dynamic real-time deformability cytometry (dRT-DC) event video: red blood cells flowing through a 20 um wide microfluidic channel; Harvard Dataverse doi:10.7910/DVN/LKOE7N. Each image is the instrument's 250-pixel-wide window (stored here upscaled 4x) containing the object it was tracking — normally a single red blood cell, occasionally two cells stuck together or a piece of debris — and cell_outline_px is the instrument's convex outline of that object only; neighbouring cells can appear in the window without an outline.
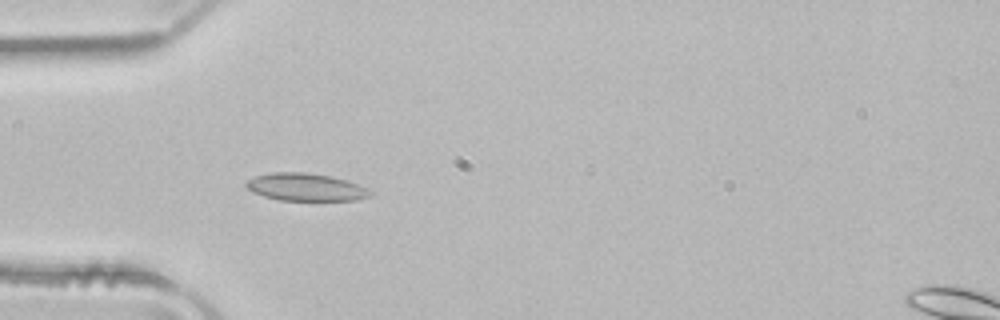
{"species": "common noctule bat (a hibernating species)", "species_latin": "Nyctalus noctula", "temperature_condition": "room temperature", "stored_images_in_passage": 52, "camera_frame_rate_fps": 3000, "um_per_image_px": 0.085, "animal": {"sex": "male", "body_mass_g": 21.5, "forearm_length_mm": 52.0}, "frame": {"image": 1, "passage_image": 16, "time_ms": 5.0, "image_size_px": [1000, 320], "cell_outline_px": [[372, 196], [356, 200], [280, 200], [264, 196], [252, 192], [244, 184], [248, 180], [256, 176], [272, 172], [304, 172], [332, 176], [348, 180], [368, 188], [372, 192]], "centroid_in_image_um": [26.02, 15.9], "position_along_channel_um": 59.0, "area_um2": 20.0}}
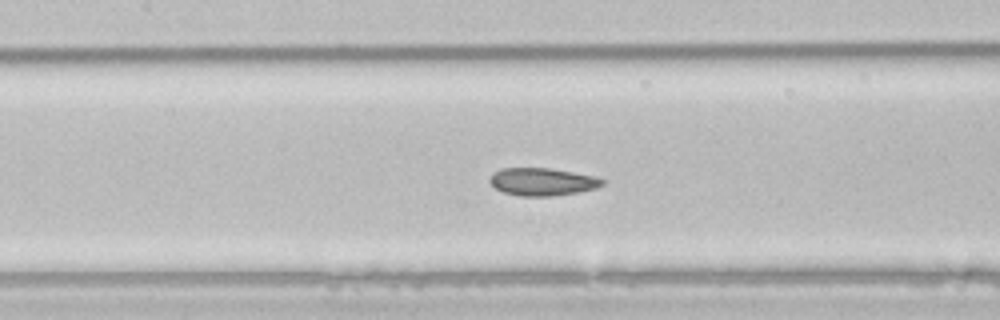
{"frame": {"image": 2, "passage_image": 24, "time_ms": 7.667, "image_size_px": [1000, 320], "cell_outline_px": [[604, 184], [596, 188], [580, 192], [552, 196], [520, 196], [504, 192], [496, 188], [488, 180], [500, 168], [548, 168], [572, 172], [592, 176], [604, 180]], "centroid_in_image_um": [46.1, 15.46], "position_along_channel_um": 161.3, "area_um2": 17.92}}
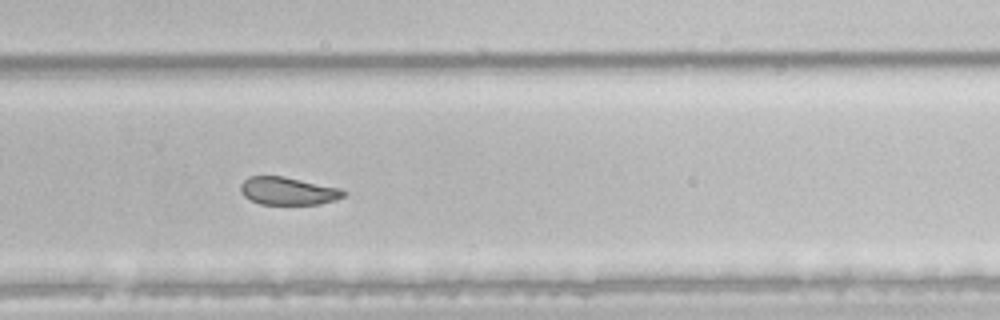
{"frame": {"image": 3, "passage_image": 35, "time_ms": 11.333, "image_size_px": [1000, 320], "cell_outline_px": [[348, 192], [344, 196], [336, 200], [320, 204], [260, 204], [244, 196], [240, 192], [240, 184], [248, 176], [284, 176], [340, 188]], "centroid_in_image_um": [24.49, 16.23], "position_along_channel_um": 305.3, "area_um2": 16.76}, "authors_computed_cell_mechanics": {"area_um2": 19.7387, "velocity_mm_per_s": 3.9538, "shape_relaxation_time_tau1_ms": 7.5438, "shape_relaxation_time_tau2_ms": 3.2647, "deformation_change_tau1": 0.1337, "deformation_change_tau2": 0.0567}}